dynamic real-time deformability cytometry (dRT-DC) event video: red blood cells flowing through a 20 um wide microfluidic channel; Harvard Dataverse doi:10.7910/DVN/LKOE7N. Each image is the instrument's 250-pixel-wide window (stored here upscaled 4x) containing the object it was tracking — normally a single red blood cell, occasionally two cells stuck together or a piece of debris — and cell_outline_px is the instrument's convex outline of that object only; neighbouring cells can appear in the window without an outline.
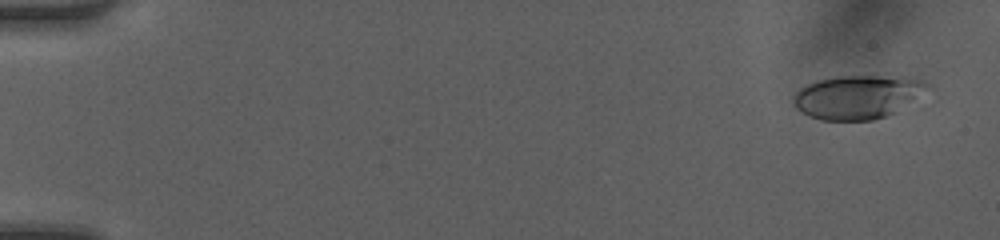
{"species": "human", "species_latin": "Homo sapiens", "temperature_condition": "room temperature", "stored_images_in_passage": 8, "camera_frame_rate_fps": 3000, "um_per_image_px": 0.085, "donor": {"sex": "female"}, "frame": {"image": 1, "passage_image": 1, "time_ms": 0.0, "image_size_px": [1000, 240], "cell_outline_px": [[932, 84], [928, 88], [912, 100], [892, 112], [884, 116], [872, 120], [820, 120], [796, 108], [792, 104], [792, 100], [796, 92], [800, 88], [816, 80], [836, 76], [876, 76], [924, 80]], "centroid_in_image_um": [72.81, 8.23], "position_along_channel_um": 12.2, "area_um2": 33.29}}
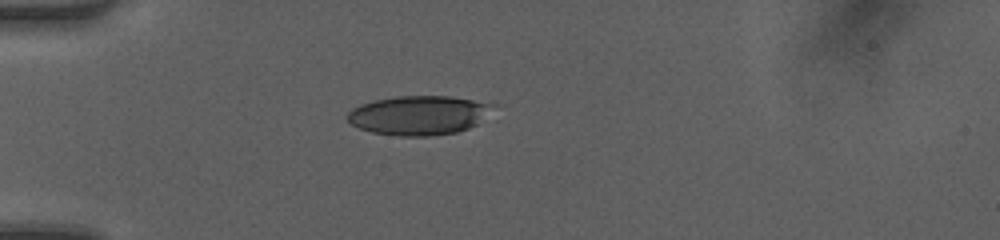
{"frame": {"image": 2, "passage_image": 6, "time_ms": 1.667, "image_size_px": [1000, 240], "cell_outline_px": [[496, 104], [476, 124], [468, 128], [456, 132], [428, 136], [400, 136], [372, 132], [360, 128], [352, 124], [344, 116], [352, 108], [360, 104], [376, 100], [396, 96], [448, 96]], "centroid_in_image_um": [35.54, 9.79], "position_along_channel_um": 49.5, "area_um2": 32.95}}
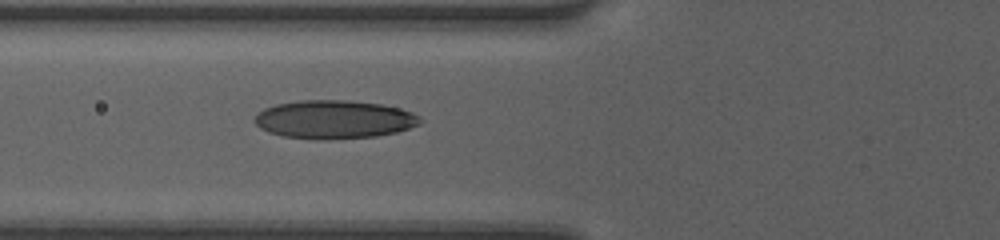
{"frame": {"image": 3, "passage_image": 8, "time_ms": 2.333, "image_size_px": [1000, 240], "cell_outline_px": [[424, 120], [420, 124], [396, 132], [376, 136], [328, 140], [312, 140], [284, 136], [268, 132], [260, 128], [252, 120], [264, 108], [276, 104], [300, 100], [348, 100], [380, 104], [400, 108], [412, 112], [420, 116]], "centroid_in_image_um": [28.4, 10.16], "position_along_channel_um": 97.4, "area_um2": 37.34}}